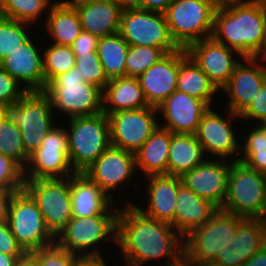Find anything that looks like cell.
<instances>
[{
    "instance_id": "cell-1",
    "label": "cell",
    "mask_w": 266,
    "mask_h": 266,
    "mask_svg": "<svg viewBox=\"0 0 266 266\" xmlns=\"http://www.w3.org/2000/svg\"><path fill=\"white\" fill-rule=\"evenodd\" d=\"M120 207L116 247L119 254L122 252L124 266H143L156 259H164L163 266L183 265V236L178 231L169 223L146 216L132 199Z\"/></svg>"
},
{
    "instance_id": "cell-2",
    "label": "cell",
    "mask_w": 266,
    "mask_h": 266,
    "mask_svg": "<svg viewBox=\"0 0 266 266\" xmlns=\"http://www.w3.org/2000/svg\"><path fill=\"white\" fill-rule=\"evenodd\" d=\"M211 37L216 42L234 49L243 58L263 59V0H245L216 8Z\"/></svg>"
},
{
    "instance_id": "cell-3",
    "label": "cell",
    "mask_w": 266,
    "mask_h": 266,
    "mask_svg": "<svg viewBox=\"0 0 266 266\" xmlns=\"http://www.w3.org/2000/svg\"><path fill=\"white\" fill-rule=\"evenodd\" d=\"M117 215L73 217L57 234L55 243L82 260H105L100 246L108 242L116 246Z\"/></svg>"
},
{
    "instance_id": "cell-4",
    "label": "cell",
    "mask_w": 266,
    "mask_h": 266,
    "mask_svg": "<svg viewBox=\"0 0 266 266\" xmlns=\"http://www.w3.org/2000/svg\"><path fill=\"white\" fill-rule=\"evenodd\" d=\"M44 92L50 98L54 113L58 110L68 119L103 112V90L85 82L84 76L79 73L76 66L55 77Z\"/></svg>"
},
{
    "instance_id": "cell-5",
    "label": "cell",
    "mask_w": 266,
    "mask_h": 266,
    "mask_svg": "<svg viewBox=\"0 0 266 266\" xmlns=\"http://www.w3.org/2000/svg\"><path fill=\"white\" fill-rule=\"evenodd\" d=\"M54 115L57 114H54L50 98L44 91L26 92L20 100L4 106V118L19 127L28 155L57 126Z\"/></svg>"
},
{
    "instance_id": "cell-6",
    "label": "cell",
    "mask_w": 266,
    "mask_h": 266,
    "mask_svg": "<svg viewBox=\"0 0 266 266\" xmlns=\"http://www.w3.org/2000/svg\"><path fill=\"white\" fill-rule=\"evenodd\" d=\"M65 121L70 164L75 173H83L111 145L108 116L102 112Z\"/></svg>"
},
{
    "instance_id": "cell-7",
    "label": "cell",
    "mask_w": 266,
    "mask_h": 266,
    "mask_svg": "<svg viewBox=\"0 0 266 266\" xmlns=\"http://www.w3.org/2000/svg\"><path fill=\"white\" fill-rule=\"evenodd\" d=\"M224 211L243 218L266 219V175L241 161L230 162Z\"/></svg>"
},
{
    "instance_id": "cell-8",
    "label": "cell",
    "mask_w": 266,
    "mask_h": 266,
    "mask_svg": "<svg viewBox=\"0 0 266 266\" xmlns=\"http://www.w3.org/2000/svg\"><path fill=\"white\" fill-rule=\"evenodd\" d=\"M242 219L222 209L216 210L204 225L183 237L184 262L214 261L234 239Z\"/></svg>"
},
{
    "instance_id": "cell-9",
    "label": "cell",
    "mask_w": 266,
    "mask_h": 266,
    "mask_svg": "<svg viewBox=\"0 0 266 266\" xmlns=\"http://www.w3.org/2000/svg\"><path fill=\"white\" fill-rule=\"evenodd\" d=\"M215 10L209 0H173L164 13L172 40L179 48L186 49L210 38Z\"/></svg>"
},
{
    "instance_id": "cell-10",
    "label": "cell",
    "mask_w": 266,
    "mask_h": 266,
    "mask_svg": "<svg viewBox=\"0 0 266 266\" xmlns=\"http://www.w3.org/2000/svg\"><path fill=\"white\" fill-rule=\"evenodd\" d=\"M6 221L27 254L55 244V236L46 226L37 202L25 189L12 196Z\"/></svg>"
},
{
    "instance_id": "cell-11",
    "label": "cell",
    "mask_w": 266,
    "mask_h": 266,
    "mask_svg": "<svg viewBox=\"0 0 266 266\" xmlns=\"http://www.w3.org/2000/svg\"><path fill=\"white\" fill-rule=\"evenodd\" d=\"M119 33L129 46H155L167 54L180 48L172 40L164 13L125 6Z\"/></svg>"
},
{
    "instance_id": "cell-12",
    "label": "cell",
    "mask_w": 266,
    "mask_h": 266,
    "mask_svg": "<svg viewBox=\"0 0 266 266\" xmlns=\"http://www.w3.org/2000/svg\"><path fill=\"white\" fill-rule=\"evenodd\" d=\"M54 126L40 146L29 155L24 179H63L75 174L68 158L66 127Z\"/></svg>"
},
{
    "instance_id": "cell-13",
    "label": "cell",
    "mask_w": 266,
    "mask_h": 266,
    "mask_svg": "<svg viewBox=\"0 0 266 266\" xmlns=\"http://www.w3.org/2000/svg\"><path fill=\"white\" fill-rule=\"evenodd\" d=\"M215 108L210 107L200 120L195 136L207 158L225 159L238 161L240 155V141L238 130L234 127L240 116L226 109V118L221 112H215ZM237 118V119H236ZM236 152V153H235ZM212 156V157H211Z\"/></svg>"
},
{
    "instance_id": "cell-14",
    "label": "cell",
    "mask_w": 266,
    "mask_h": 266,
    "mask_svg": "<svg viewBox=\"0 0 266 266\" xmlns=\"http://www.w3.org/2000/svg\"><path fill=\"white\" fill-rule=\"evenodd\" d=\"M24 189L37 202L46 226L56 237L73 218L70 177L25 180Z\"/></svg>"
},
{
    "instance_id": "cell-15",
    "label": "cell",
    "mask_w": 266,
    "mask_h": 266,
    "mask_svg": "<svg viewBox=\"0 0 266 266\" xmlns=\"http://www.w3.org/2000/svg\"><path fill=\"white\" fill-rule=\"evenodd\" d=\"M135 171L137 172L135 153L110 145L83 174L119 204L121 200L116 199L112 193L116 189L123 191L124 187L129 186L132 178L136 177Z\"/></svg>"
},
{
    "instance_id": "cell-16",
    "label": "cell",
    "mask_w": 266,
    "mask_h": 266,
    "mask_svg": "<svg viewBox=\"0 0 266 266\" xmlns=\"http://www.w3.org/2000/svg\"><path fill=\"white\" fill-rule=\"evenodd\" d=\"M156 114L151 106L108 114L111 145L135 153L159 127Z\"/></svg>"
},
{
    "instance_id": "cell-17",
    "label": "cell",
    "mask_w": 266,
    "mask_h": 266,
    "mask_svg": "<svg viewBox=\"0 0 266 266\" xmlns=\"http://www.w3.org/2000/svg\"><path fill=\"white\" fill-rule=\"evenodd\" d=\"M185 50L218 91L228 84L234 68L240 62L238 60L243 58L237 51L216 42L212 37L197 41Z\"/></svg>"
},
{
    "instance_id": "cell-18",
    "label": "cell",
    "mask_w": 266,
    "mask_h": 266,
    "mask_svg": "<svg viewBox=\"0 0 266 266\" xmlns=\"http://www.w3.org/2000/svg\"><path fill=\"white\" fill-rule=\"evenodd\" d=\"M265 62L266 59L259 57H244L236 65L228 84L222 89L228 96L227 109L240 116L248 108L266 81Z\"/></svg>"
},
{
    "instance_id": "cell-19",
    "label": "cell",
    "mask_w": 266,
    "mask_h": 266,
    "mask_svg": "<svg viewBox=\"0 0 266 266\" xmlns=\"http://www.w3.org/2000/svg\"><path fill=\"white\" fill-rule=\"evenodd\" d=\"M230 162L225 159L207 158L183 174L181 181L196 195L221 209L227 194Z\"/></svg>"
},
{
    "instance_id": "cell-20",
    "label": "cell",
    "mask_w": 266,
    "mask_h": 266,
    "mask_svg": "<svg viewBox=\"0 0 266 266\" xmlns=\"http://www.w3.org/2000/svg\"><path fill=\"white\" fill-rule=\"evenodd\" d=\"M210 106L197 98L175 90L159 107L158 114L163 121L159 126L168 129L171 133L195 134L200 120Z\"/></svg>"
},
{
    "instance_id": "cell-21",
    "label": "cell",
    "mask_w": 266,
    "mask_h": 266,
    "mask_svg": "<svg viewBox=\"0 0 266 266\" xmlns=\"http://www.w3.org/2000/svg\"><path fill=\"white\" fill-rule=\"evenodd\" d=\"M34 39L30 37L0 61V67L23 85L27 92L45 90L43 50Z\"/></svg>"
},
{
    "instance_id": "cell-22",
    "label": "cell",
    "mask_w": 266,
    "mask_h": 266,
    "mask_svg": "<svg viewBox=\"0 0 266 266\" xmlns=\"http://www.w3.org/2000/svg\"><path fill=\"white\" fill-rule=\"evenodd\" d=\"M266 246V220L243 218L238 223L234 239L213 261L222 266H243L255 253Z\"/></svg>"
},
{
    "instance_id": "cell-23",
    "label": "cell",
    "mask_w": 266,
    "mask_h": 266,
    "mask_svg": "<svg viewBox=\"0 0 266 266\" xmlns=\"http://www.w3.org/2000/svg\"><path fill=\"white\" fill-rule=\"evenodd\" d=\"M146 178L147 189L142 193L148 192L147 202L144 203L147 205L142 208L136 203L133 204L146 216L169 223L174 228L175 202L182 184L181 178L167 174L150 175Z\"/></svg>"
},
{
    "instance_id": "cell-24",
    "label": "cell",
    "mask_w": 266,
    "mask_h": 266,
    "mask_svg": "<svg viewBox=\"0 0 266 266\" xmlns=\"http://www.w3.org/2000/svg\"><path fill=\"white\" fill-rule=\"evenodd\" d=\"M179 50L168 53L138 77L147 103L159 107L177 88Z\"/></svg>"
},
{
    "instance_id": "cell-25",
    "label": "cell",
    "mask_w": 266,
    "mask_h": 266,
    "mask_svg": "<svg viewBox=\"0 0 266 266\" xmlns=\"http://www.w3.org/2000/svg\"><path fill=\"white\" fill-rule=\"evenodd\" d=\"M70 193L72 217H90L119 212V204L111 200L83 173H75L70 177Z\"/></svg>"
},
{
    "instance_id": "cell-26",
    "label": "cell",
    "mask_w": 266,
    "mask_h": 266,
    "mask_svg": "<svg viewBox=\"0 0 266 266\" xmlns=\"http://www.w3.org/2000/svg\"><path fill=\"white\" fill-rule=\"evenodd\" d=\"M125 6L119 0H91L75 9L83 31L102 38L120 31L121 15Z\"/></svg>"
},
{
    "instance_id": "cell-27",
    "label": "cell",
    "mask_w": 266,
    "mask_h": 266,
    "mask_svg": "<svg viewBox=\"0 0 266 266\" xmlns=\"http://www.w3.org/2000/svg\"><path fill=\"white\" fill-rule=\"evenodd\" d=\"M174 214V229L183 237L192 229L204 225L218 208L196 195L183 183L179 186Z\"/></svg>"
},
{
    "instance_id": "cell-28",
    "label": "cell",
    "mask_w": 266,
    "mask_h": 266,
    "mask_svg": "<svg viewBox=\"0 0 266 266\" xmlns=\"http://www.w3.org/2000/svg\"><path fill=\"white\" fill-rule=\"evenodd\" d=\"M103 112L108 115L121 110L148 107L138 78L120 77L109 80L103 89Z\"/></svg>"
},
{
    "instance_id": "cell-29",
    "label": "cell",
    "mask_w": 266,
    "mask_h": 266,
    "mask_svg": "<svg viewBox=\"0 0 266 266\" xmlns=\"http://www.w3.org/2000/svg\"><path fill=\"white\" fill-rule=\"evenodd\" d=\"M171 132L159 126L135 152L136 167L144 176L167 174Z\"/></svg>"
},
{
    "instance_id": "cell-30",
    "label": "cell",
    "mask_w": 266,
    "mask_h": 266,
    "mask_svg": "<svg viewBox=\"0 0 266 266\" xmlns=\"http://www.w3.org/2000/svg\"><path fill=\"white\" fill-rule=\"evenodd\" d=\"M207 159L195 134L171 133L167 175L181 177Z\"/></svg>"
},
{
    "instance_id": "cell-31",
    "label": "cell",
    "mask_w": 266,
    "mask_h": 266,
    "mask_svg": "<svg viewBox=\"0 0 266 266\" xmlns=\"http://www.w3.org/2000/svg\"><path fill=\"white\" fill-rule=\"evenodd\" d=\"M176 90L202 100L210 107H213L214 96L219 92L183 48L179 49V74Z\"/></svg>"
},
{
    "instance_id": "cell-32",
    "label": "cell",
    "mask_w": 266,
    "mask_h": 266,
    "mask_svg": "<svg viewBox=\"0 0 266 266\" xmlns=\"http://www.w3.org/2000/svg\"><path fill=\"white\" fill-rule=\"evenodd\" d=\"M46 16L43 24L52 39L49 43L71 46L83 31L75 8H66L54 3Z\"/></svg>"
},
{
    "instance_id": "cell-33",
    "label": "cell",
    "mask_w": 266,
    "mask_h": 266,
    "mask_svg": "<svg viewBox=\"0 0 266 266\" xmlns=\"http://www.w3.org/2000/svg\"><path fill=\"white\" fill-rule=\"evenodd\" d=\"M129 44L121 34L99 38L97 53L108 80L125 77V60Z\"/></svg>"
},
{
    "instance_id": "cell-34",
    "label": "cell",
    "mask_w": 266,
    "mask_h": 266,
    "mask_svg": "<svg viewBox=\"0 0 266 266\" xmlns=\"http://www.w3.org/2000/svg\"><path fill=\"white\" fill-rule=\"evenodd\" d=\"M244 137H240L239 161L251 169L266 175V126L251 124ZM251 130V131H250ZM248 132V133H247Z\"/></svg>"
},
{
    "instance_id": "cell-35",
    "label": "cell",
    "mask_w": 266,
    "mask_h": 266,
    "mask_svg": "<svg viewBox=\"0 0 266 266\" xmlns=\"http://www.w3.org/2000/svg\"><path fill=\"white\" fill-rule=\"evenodd\" d=\"M54 3L55 0H2L0 16L36 26Z\"/></svg>"
},
{
    "instance_id": "cell-36",
    "label": "cell",
    "mask_w": 266,
    "mask_h": 266,
    "mask_svg": "<svg viewBox=\"0 0 266 266\" xmlns=\"http://www.w3.org/2000/svg\"><path fill=\"white\" fill-rule=\"evenodd\" d=\"M45 44L43 71L46 88L55 77L70 71L75 66V54L71 46L52 44L49 41Z\"/></svg>"
},
{
    "instance_id": "cell-37",
    "label": "cell",
    "mask_w": 266,
    "mask_h": 266,
    "mask_svg": "<svg viewBox=\"0 0 266 266\" xmlns=\"http://www.w3.org/2000/svg\"><path fill=\"white\" fill-rule=\"evenodd\" d=\"M167 53L155 46H129L125 60V77L138 78Z\"/></svg>"
},
{
    "instance_id": "cell-38",
    "label": "cell",
    "mask_w": 266,
    "mask_h": 266,
    "mask_svg": "<svg viewBox=\"0 0 266 266\" xmlns=\"http://www.w3.org/2000/svg\"><path fill=\"white\" fill-rule=\"evenodd\" d=\"M32 27L31 24L0 16V61L31 37L29 29Z\"/></svg>"
},
{
    "instance_id": "cell-39",
    "label": "cell",
    "mask_w": 266,
    "mask_h": 266,
    "mask_svg": "<svg viewBox=\"0 0 266 266\" xmlns=\"http://www.w3.org/2000/svg\"><path fill=\"white\" fill-rule=\"evenodd\" d=\"M0 153L13 158L23 168L29 160L19 127L5 118L0 120Z\"/></svg>"
},
{
    "instance_id": "cell-40",
    "label": "cell",
    "mask_w": 266,
    "mask_h": 266,
    "mask_svg": "<svg viewBox=\"0 0 266 266\" xmlns=\"http://www.w3.org/2000/svg\"><path fill=\"white\" fill-rule=\"evenodd\" d=\"M36 266H78L82 259L56 243L29 253Z\"/></svg>"
},
{
    "instance_id": "cell-41",
    "label": "cell",
    "mask_w": 266,
    "mask_h": 266,
    "mask_svg": "<svg viewBox=\"0 0 266 266\" xmlns=\"http://www.w3.org/2000/svg\"><path fill=\"white\" fill-rule=\"evenodd\" d=\"M75 66L84 76L85 82L92 83L102 90L108 84L109 80L104 74L97 51L75 55Z\"/></svg>"
},
{
    "instance_id": "cell-42",
    "label": "cell",
    "mask_w": 266,
    "mask_h": 266,
    "mask_svg": "<svg viewBox=\"0 0 266 266\" xmlns=\"http://www.w3.org/2000/svg\"><path fill=\"white\" fill-rule=\"evenodd\" d=\"M24 168L13 158L0 153V189H24Z\"/></svg>"
},
{
    "instance_id": "cell-43",
    "label": "cell",
    "mask_w": 266,
    "mask_h": 266,
    "mask_svg": "<svg viewBox=\"0 0 266 266\" xmlns=\"http://www.w3.org/2000/svg\"><path fill=\"white\" fill-rule=\"evenodd\" d=\"M26 92L22 85L0 67V103L8 104L16 102Z\"/></svg>"
},
{
    "instance_id": "cell-44",
    "label": "cell",
    "mask_w": 266,
    "mask_h": 266,
    "mask_svg": "<svg viewBox=\"0 0 266 266\" xmlns=\"http://www.w3.org/2000/svg\"><path fill=\"white\" fill-rule=\"evenodd\" d=\"M240 118V120H251L248 121L250 125L253 123L264 124V122H266V81L263 83L258 94L248 108L240 115Z\"/></svg>"
},
{
    "instance_id": "cell-45",
    "label": "cell",
    "mask_w": 266,
    "mask_h": 266,
    "mask_svg": "<svg viewBox=\"0 0 266 266\" xmlns=\"http://www.w3.org/2000/svg\"><path fill=\"white\" fill-rule=\"evenodd\" d=\"M0 252L12 256L27 254L18 244L6 220L0 222Z\"/></svg>"
},
{
    "instance_id": "cell-46",
    "label": "cell",
    "mask_w": 266,
    "mask_h": 266,
    "mask_svg": "<svg viewBox=\"0 0 266 266\" xmlns=\"http://www.w3.org/2000/svg\"><path fill=\"white\" fill-rule=\"evenodd\" d=\"M98 41L99 38L97 36L82 31V33L72 43L71 48L75 55L97 51Z\"/></svg>"
},
{
    "instance_id": "cell-47",
    "label": "cell",
    "mask_w": 266,
    "mask_h": 266,
    "mask_svg": "<svg viewBox=\"0 0 266 266\" xmlns=\"http://www.w3.org/2000/svg\"><path fill=\"white\" fill-rule=\"evenodd\" d=\"M173 0H128V6L153 12L165 13Z\"/></svg>"
},
{
    "instance_id": "cell-48",
    "label": "cell",
    "mask_w": 266,
    "mask_h": 266,
    "mask_svg": "<svg viewBox=\"0 0 266 266\" xmlns=\"http://www.w3.org/2000/svg\"><path fill=\"white\" fill-rule=\"evenodd\" d=\"M21 190L23 189H0V222L7 220L11 198L15 192Z\"/></svg>"
},
{
    "instance_id": "cell-49",
    "label": "cell",
    "mask_w": 266,
    "mask_h": 266,
    "mask_svg": "<svg viewBox=\"0 0 266 266\" xmlns=\"http://www.w3.org/2000/svg\"><path fill=\"white\" fill-rule=\"evenodd\" d=\"M243 266H266V246L249 258Z\"/></svg>"
},
{
    "instance_id": "cell-50",
    "label": "cell",
    "mask_w": 266,
    "mask_h": 266,
    "mask_svg": "<svg viewBox=\"0 0 266 266\" xmlns=\"http://www.w3.org/2000/svg\"><path fill=\"white\" fill-rule=\"evenodd\" d=\"M24 256H12L0 252V266H14L18 259Z\"/></svg>"
},
{
    "instance_id": "cell-51",
    "label": "cell",
    "mask_w": 266,
    "mask_h": 266,
    "mask_svg": "<svg viewBox=\"0 0 266 266\" xmlns=\"http://www.w3.org/2000/svg\"><path fill=\"white\" fill-rule=\"evenodd\" d=\"M89 1L91 0H55V3L66 8H76L80 5L88 3Z\"/></svg>"
},
{
    "instance_id": "cell-52",
    "label": "cell",
    "mask_w": 266,
    "mask_h": 266,
    "mask_svg": "<svg viewBox=\"0 0 266 266\" xmlns=\"http://www.w3.org/2000/svg\"><path fill=\"white\" fill-rule=\"evenodd\" d=\"M216 8L227 7L245 0H209Z\"/></svg>"
},
{
    "instance_id": "cell-53",
    "label": "cell",
    "mask_w": 266,
    "mask_h": 266,
    "mask_svg": "<svg viewBox=\"0 0 266 266\" xmlns=\"http://www.w3.org/2000/svg\"><path fill=\"white\" fill-rule=\"evenodd\" d=\"M14 266H36L34 258L30 254H26L23 258L18 259Z\"/></svg>"
},
{
    "instance_id": "cell-54",
    "label": "cell",
    "mask_w": 266,
    "mask_h": 266,
    "mask_svg": "<svg viewBox=\"0 0 266 266\" xmlns=\"http://www.w3.org/2000/svg\"><path fill=\"white\" fill-rule=\"evenodd\" d=\"M105 260H82L78 266H109Z\"/></svg>"
},
{
    "instance_id": "cell-55",
    "label": "cell",
    "mask_w": 266,
    "mask_h": 266,
    "mask_svg": "<svg viewBox=\"0 0 266 266\" xmlns=\"http://www.w3.org/2000/svg\"><path fill=\"white\" fill-rule=\"evenodd\" d=\"M263 9H264L263 59H266V0H263Z\"/></svg>"
},
{
    "instance_id": "cell-56",
    "label": "cell",
    "mask_w": 266,
    "mask_h": 266,
    "mask_svg": "<svg viewBox=\"0 0 266 266\" xmlns=\"http://www.w3.org/2000/svg\"><path fill=\"white\" fill-rule=\"evenodd\" d=\"M183 264L185 266H222V265L216 264L213 261H208V262H184Z\"/></svg>"
},
{
    "instance_id": "cell-57",
    "label": "cell",
    "mask_w": 266,
    "mask_h": 266,
    "mask_svg": "<svg viewBox=\"0 0 266 266\" xmlns=\"http://www.w3.org/2000/svg\"><path fill=\"white\" fill-rule=\"evenodd\" d=\"M4 106L5 104L0 103V120L4 118Z\"/></svg>"
},
{
    "instance_id": "cell-58",
    "label": "cell",
    "mask_w": 266,
    "mask_h": 266,
    "mask_svg": "<svg viewBox=\"0 0 266 266\" xmlns=\"http://www.w3.org/2000/svg\"><path fill=\"white\" fill-rule=\"evenodd\" d=\"M122 1L123 3H125L128 6V0H119Z\"/></svg>"
},
{
    "instance_id": "cell-59",
    "label": "cell",
    "mask_w": 266,
    "mask_h": 266,
    "mask_svg": "<svg viewBox=\"0 0 266 266\" xmlns=\"http://www.w3.org/2000/svg\"><path fill=\"white\" fill-rule=\"evenodd\" d=\"M1 7H2V0H0V12H1Z\"/></svg>"
}]
</instances>
